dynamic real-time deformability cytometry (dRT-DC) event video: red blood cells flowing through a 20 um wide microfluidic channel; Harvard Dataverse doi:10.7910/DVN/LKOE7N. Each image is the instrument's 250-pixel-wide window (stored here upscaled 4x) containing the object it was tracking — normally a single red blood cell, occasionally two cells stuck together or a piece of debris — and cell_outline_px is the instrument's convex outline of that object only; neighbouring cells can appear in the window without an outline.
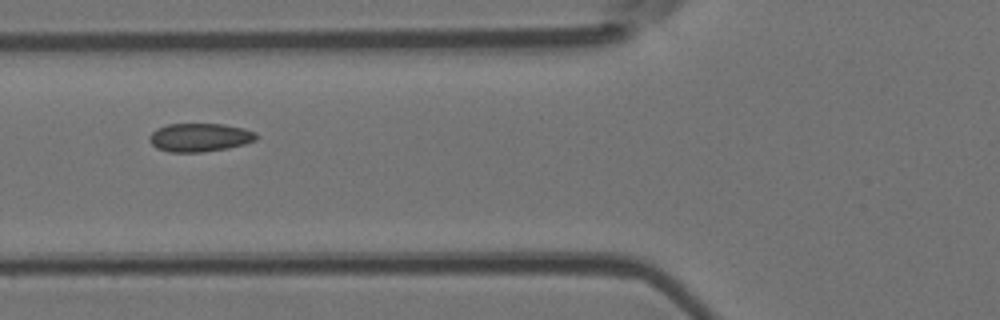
{"species": "Egyptian fruit bat (a non-hibernating species)", "species_latin": "Rousettus aegyptiacus", "temperature_condition": "room temperature", "stored_images_in_passage": 8, "camera_frame_rate_fps": 3000, "um_per_image_px": 0.085, "animal": {"sex": "female"}, "frame": {"image": 1, "passage_image": 5, "time_ms": 5.333, "image_size_px": [1000, 320], "cell_outline_px": [[256, 140], [244, 144], [228, 148], [200, 152], [168, 152], [156, 148], [148, 140], [148, 136], [156, 128], [168, 124], [224, 124], [244, 128], [256, 132]], "centroid_in_image_um": [16.95, 11.68], "position_along_channel_um": 108.9, "area_um2": 17.8}}
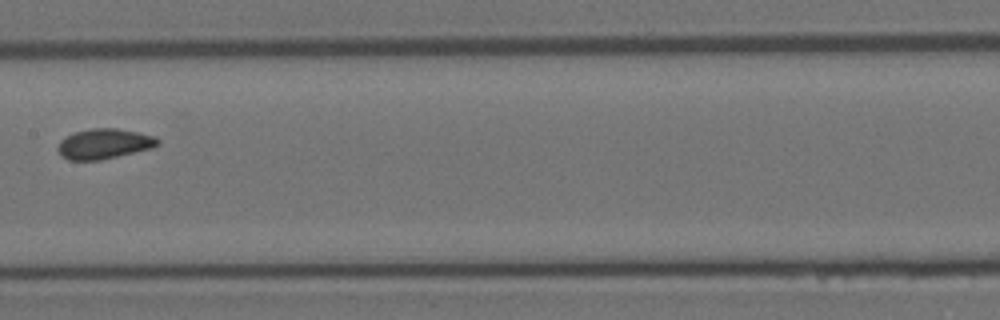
{"frame": {"image": 2, "passage_image": 7, "time_ms": 7.667, "image_size_px": [1000, 320], "cell_outline_px": [[160, 144], [152, 148], [100, 160], [68, 160], [56, 148], [60, 140], [76, 132], [92, 128], [116, 128], [156, 136], [160, 140]], "centroid_in_image_um": [8.88, 12.22], "position_along_channel_um": 198.5, "area_um2": 17.4}}
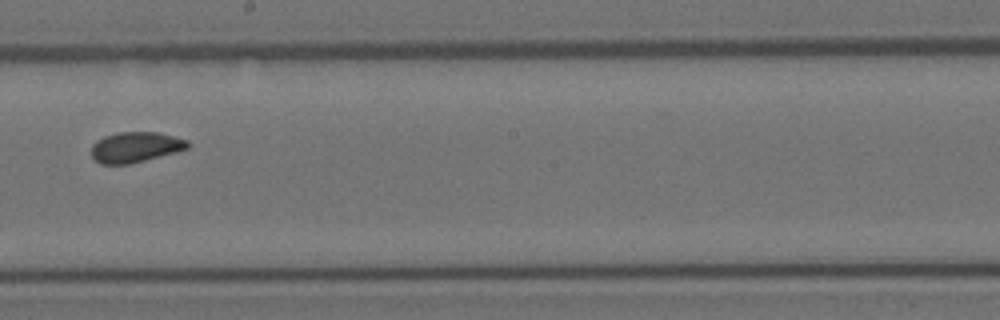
{"frame": {"image": 3, "passage_image": 8, "time_ms": 8.667, "image_size_px": [1000, 320], "cell_outline_px": [[192, 144], [188, 148], [176, 152], [128, 164], [100, 164], [92, 156], [92, 144], [96, 140], [104, 136], [120, 132], [156, 132], [188, 140]], "centroid_in_image_um": [11.52, 12.5], "position_along_channel_um": 236.7, "area_um2": 16.99}}